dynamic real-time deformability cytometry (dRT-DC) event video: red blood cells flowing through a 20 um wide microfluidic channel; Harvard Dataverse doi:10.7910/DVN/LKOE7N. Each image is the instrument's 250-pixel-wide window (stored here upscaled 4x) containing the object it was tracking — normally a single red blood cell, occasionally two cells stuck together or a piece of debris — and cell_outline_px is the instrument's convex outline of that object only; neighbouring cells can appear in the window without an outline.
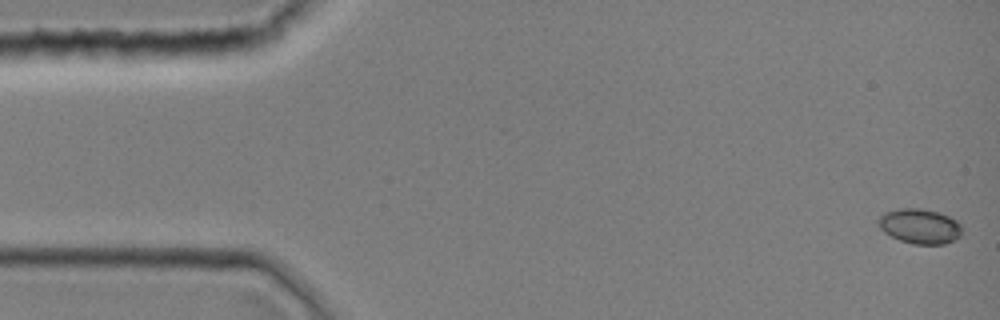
{"species": "common noctule bat (a hibernating species)", "species_latin": "Nyctalus noctula", "temperature_condition": "room temperature", "stored_images_in_passage": 44, "camera_frame_rate_fps": 3000, "um_per_image_px": 0.085, "animal": {"sex": "female", "body_mass_g": 19.0, "forearm_length_mm": 51.5}, "frame": {"image": 1, "passage_image": 1, "time_ms": 0.0, "image_size_px": [1000, 320], "cell_outline_px": [[960, 236], [944, 244], [912, 244], [900, 240], [884, 232], [880, 228], [876, 220], [884, 212], [900, 208], [920, 208], [936, 212], [948, 216], [956, 220], [960, 224]], "centroid_in_image_um": [78.14, 19.22], "position_along_channel_um": 6.9, "area_um2": 16.88}}
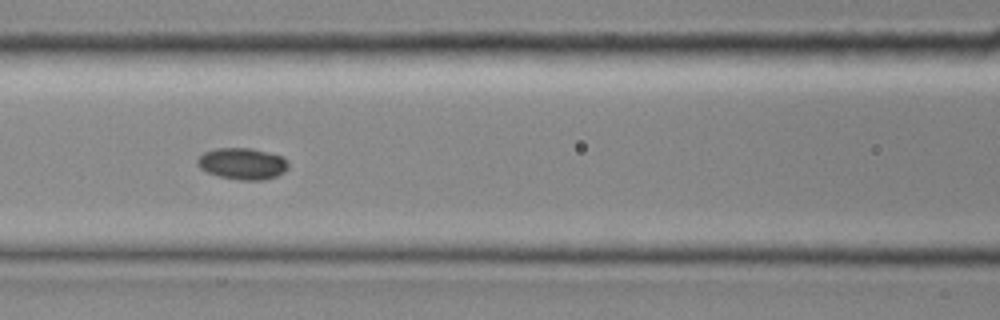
{"frame": {"image": 2, "passage_image": 19, "time_ms": 6.0, "image_size_px": [1000, 320], "cell_outline_px": [[288, 168], [284, 172], [276, 176], [264, 180], [240, 180], [220, 176], [208, 172], [200, 168], [196, 164], [196, 160], [204, 152], [216, 148], [252, 148], [284, 156], [288, 160]], "centroid_in_image_um": [20.63, 13.9], "position_along_channel_um": 146.0, "area_um2": 16.82}}
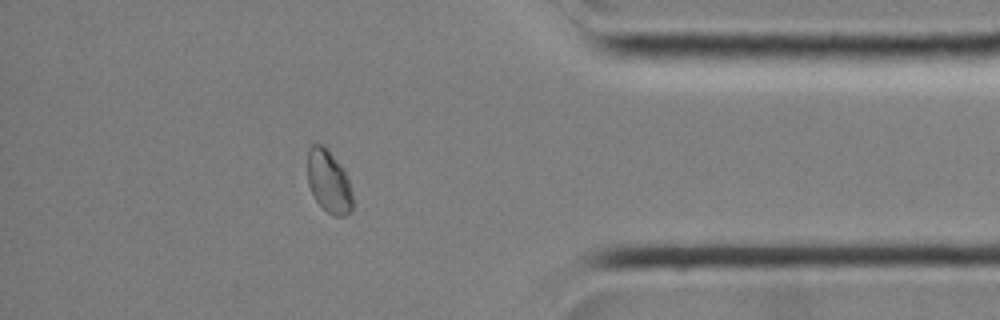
{"frame": {"image": 3, "passage_image": 38, "time_ms": 12.333, "image_size_px": [1000, 320], "cell_outline_px": [[352, 208], [344, 216], [332, 216], [316, 200], [308, 184], [308, 148], [312, 144], [324, 144], [328, 148], [344, 168], [352, 192]], "centroid_in_image_um": [27.94, 15.38], "position_along_channel_um": 407.3, "area_um2": 16.53}}